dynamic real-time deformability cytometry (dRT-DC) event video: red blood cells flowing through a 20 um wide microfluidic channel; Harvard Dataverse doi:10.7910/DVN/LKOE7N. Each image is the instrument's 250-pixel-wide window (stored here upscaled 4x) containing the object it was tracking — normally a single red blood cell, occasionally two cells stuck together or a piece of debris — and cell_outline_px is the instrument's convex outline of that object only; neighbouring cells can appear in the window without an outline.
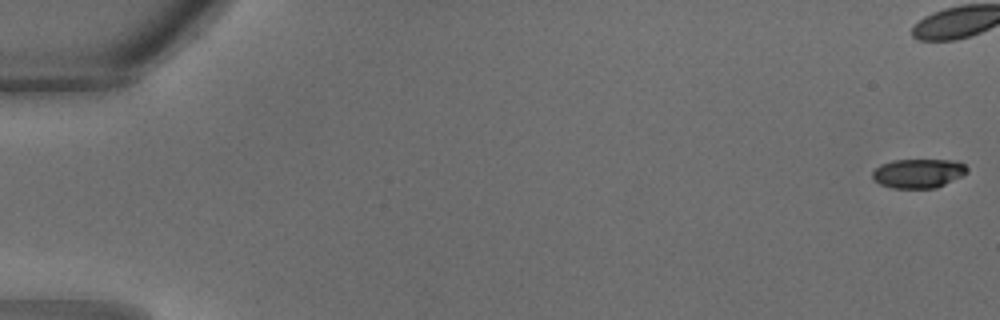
{"species": "common noctule bat (a hibernating species)", "species_latin": "Nyctalus noctula", "temperature_condition": "warm", "stored_images_in_passage": 6, "camera_frame_rate_fps": 3000, "um_per_image_px": 0.085, "animal": {"sex": "male", "body_mass_g": 18.8}, "frame": {"image": 1, "passage_image": 1, "time_ms": 0.0, "image_size_px": [1000, 320], "cell_outline_px": [[968, 172], [936, 188], [892, 188], [880, 184], [872, 180], [872, 172], [880, 164], [892, 160], [956, 160], [964, 164], [968, 168]], "centroid_in_image_um": [78.02, 14.73], "position_along_channel_um": 7.0, "area_um2": 16.13}}